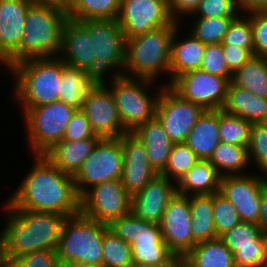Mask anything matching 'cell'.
Segmentation results:
<instances>
[{"instance_id":"30bf717a","label":"cell","mask_w":267,"mask_h":267,"mask_svg":"<svg viewBox=\"0 0 267 267\" xmlns=\"http://www.w3.org/2000/svg\"><path fill=\"white\" fill-rule=\"evenodd\" d=\"M79 22L87 29L94 44L95 79H105L104 76H107V72H111L110 69L114 72L111 76L123 75L125 38L118 21L83 20Z\"/></svg>"},{"instance_id":"836d02e7","label":"cell","mask_w":267,"mask_h":267,"mask_svg":"<svg viewBox=\"0 0 267 267\" xmlns=\"http://www.w3.org/2000/svg\"><path fill=\"white\" fill-rule=\"evenodd\" d=\"M122 0H69L67 17L76 21L117 20Z\"/></svg>"},{"instance_id":"7dc6e473","label":"cell","mask_w":267,"mask_h":267,"mask_svg":"<svg viewBox=\"0 0 267 267\" xmlns=\"http://www.w3.org/2000/svg\"><path fill=\"white\" fill-rule=\"evenodd\" d=\"M91 137L98 136L93 133L86 115L81 110H77L68 122L62 140L78 141Z\"/></svg>"},{"instance_id":"ac0fdd59","label":"cell","mask_w":267,"mask_h":267,"mask_svg":"<svg viewBox=\"0 0 267 267\" xmlns=\"http://www.w3.org/2000/svg\"><path fill=\"white\" fill-rule=\"evenodd\" d=\"M160 227L170 251L185 257L193 248L190 196L175 193L167 203Z\"/></svg>"},{"instance_id":"3957f363","label":"cell","mask_w":267,"mask_h":267,"mask_svg":"<svg viewBox=\"0 0 267 267\" xmlns=\"http://www.w3.org/2000/svg\"><path fill=\"white\" fill-rule=\"evenodd\" d=\"M67 18L66 7L32 3L26 13L20 47L4 63L5 68L25 59L59 57Z\"/></svg>"},{"instance_id":"db71d44e","label":"cell","mask_w":267,"mask_h":267,"mask_svg":"<svg viewBox=\"0 0 267 267\" xmlns=\"http://www.w3.org/2000/svg\"><path fill=\"white\" fill-rule=\"evenodd\" d=\"M178 258V256L173 255L167 262L160 264H139L132 263L129 267H171V264Z\"/></svg>"},{"instance_id":"bcb514c9","label":"cell","mask_w":267,"mask_h":267,"mask_svg":"<svg viewBox=\"0 0 267 267\" xmlns=\"http://www.w3.org/2000/svg\"><path fill=\"white\" fill-rule=\"evenodd\" d=\"M7 267H63L56 250H38L14 259Z\"/></svg>"},{"instance_id":"5bb4252c","label":"cell","mask_w":267,"mask_h":267,"mask_svg":"<svg viewBox=\"0 0 267 267\" xmlns=\"http://www.w3.org/2000/svg\"><path fill=\"white\" fill-rule=\"evenodd\" d=\"M230 81L202 69L178 76L169 87L181 98L205 110H219L224 105Z\"/></svg>"},{"instance_id":"4316f807","label":"cell","mask_w":267,"mask_h":267,"mask_svg":"<svg viewBox=\"0 0 267 267\" xmlns=\"http://www.w3.org/2000/svg\"><path fill=\"white\" fill-rule=\"evenodd\" d=\"M219 143V110H205L189 132L185 144L200 160H209Z\"/></svg>"},{"instance_id":"7a4b0ae2","label":"cell","mask_w":267,"mask_h":267,"mask_svg":"<svg viewBox=\"0 0 267 267\" xmlns=\"http://www.w3.org/2000/svg\"><path fill=\"white\" fill-rule=\"evenodd\" d=\"M3 205L6 223L0 229V267L30 252L57 249L66 216Z\"/></svg>"},{"instance_id":"e0dca14e","label":"cell","mask_w":267,"mask_h":267,"mask_svg":"<svg viewBox=\"0 0 267 267\" xmlns=\"http://www.w3.org/2000/svg\"><path fill=\"white\" fill-rule=\"evenodd\" d=\"M251 173L222 177L219 193L232 203L241 221L258 224L261 194L267 187V175Z\"/></svg>"},{"instance_id":"816d5d0a","label":"cell","mask_w":267,"mask_h":267,"mask_svg":"<svg viewBox=\"0 0 267 267\" xmlns=\"http://www.w3.org/2000/svg\"><path fill=\"white\" fill-rule=\"evenodd\" d=\"M237 6L243 13L251 11H264L267 10V0H236Z\"/></svg>"},{"instance_id":"8992f818","label":"cell","mask_w":267,"mask_h":267,"mask_svg":"<svg viewBox=\"0 0 267 267\" xmlns=\"http://www.w3.org/2000/svg\"><path fill=\"white\" fill-rule=\"evenodd\" d=\"M107 228L81 213L67 217L56 249L63 267L74 263L102 265V240Z\"/></svg>"},{"instance_id":"ab89813d","label":"cell","mask_w":267,"mask_h":267,"mask_svg":"<svg viewBox=\"0 0 267 267\" xmlns=\"http://www.w3.org/2000/svg\"><path fill=\"white\" fill-rule=\"evenodd\" d=\"M213 218L217 237H220L241 221L232 203L219 192L213 194Z\"/></svg>"},{"instance_id":"91938a15","label":"cell","mask_w":267,"mask_h":267,"mask_svg":"<svg viewBox=\"0 0 267 267\" xmlns=\"http://www.w3.org/2000/svg\"><path fill=\"white\" fill-rule=\"evenodd\" d=\"M262 123L267 127V118Z\"/></svg>"},{"instance_id":"9a60e30c","label":"cell","mask_w":267,"mask_h":267,"mask_svg":"<svg viewBox=\"0 0 267 267\" xmlns=\"http://www.w3.org/2000/svg\"><path fill=\"white\" fill-rule=\"evenodd\" d=\"M203 112L200 106L184 100L169 86H164L158 98L155 117L172 142L185 143L189 132Z\"/></svg>"},{"instance_id":"8d00e7d4","label":"cell","mask_w":267,"mask_h":267,"mask_svg":"<svg viewBox=\"0 0 267 267\" xmlns=\"http://www.w3.org/2000/svg\"><path fill=\"white\" fill-rule=\"evenodd\" d=\"M199 160V157L185 143H174L167 165L160 175L177 184Z\"/></svg>"},{"instance_id":"8fae6325","label":"cell","mask_w":267,"mask_h":267,"mask_svg":"<svg viewBox=\"0 0 267 267\" xmlns=\"http://www.w3.org/2000/svg\"><path fill=\"white\" fill-rule=\"evenodd\" d=\"M123 151L120 138H101L73 177L79 197L93 186L121 179Z\"/></svg>"},{"instance_id":"f546056e","label":"cell","mask_w":267,"mask_h":267,"mask_svg":"<svg viewBox=\"0 0 267 267\" xmlns=\"http://www.w3.org/2000/svg\"><path fill=\"white\" fill-rule=\"evenodd\" d=\"M193 247L217 238L213 218V194L190 196Z\"/></svg>"},{"instance_id":"681fc988","label":"cell","mask_w":267,"mask_h":267,"mask_svg":"<svg viewBox=\"0 0 267 267\" xmlns=\"http://www.w3.org/2000/svg\"><path fill=\"white\" fill-rule=\"evenodd\" d=\"M200 2L201 0H168L170 15L175 22L179 23L182 21L180 16L186 15L188 17V15H193Z\"/></svg>"},{"instance_id":"7c38bea8","label":"cell","mask_w":267,"mask_h":267,"mask_svg":"<svg viewBox=\"0 0 267 267\" xmlns=\"http://www.w3.org/2000/svg\"><path fill=\"white\" fill-rule=\"evenodd\" d=\"M131 212V196L120 179L97 184L80 197V213L108 225Z\"/></svg>"},{"instance_id":"7bdbcfd3","label":"cell","mask_w":267,"mask_h":267,"mask_svg":"<svg viewBox=\"0 0 267 267\" xmlns=\"http://www.w3.org/2000/svg\"><path fill=\"white\" fill-rule=\"evenodd\" d=\"M236 0H201L197 10L191 17L194 18H216L237 17L240 14Z\"/></svg>"},{"instance_id":"f35d334b","label":"cell","mask_w":267,"mask_h":267,"mask_svg":"<svg viewBox=\"0 0 267 267\" xmlns=\"http://www.w3.org/2000/svg\"><path fill=\"white\" fill-rule=\"evenodd\" d=\"M247 150L250 164L253 162L258 168L257 173L267 175V127L263 123L252 124Z\"/></svg>"},{"instance_id":"cb8c5ba5","label":"cell","mask_w":267,"mask_h":267,"mask_svg":"<svg viewBox=\"0 0 267 267\" xmlns=\"http://www.w3.org/2000/svg\"><path fill=\"white\" fill-rule=\"evenodd\" d=\"M181 28L178 25L173 33L171 41V59L169 64L170 78L163 85L169 86L178 76L192 70L200 69L207 44H203L191 33L186 38L179 39Z\"/></svg>"},{"instance_id":"d4e9b609","label":"cell","mask_w":267,"mask_h":267,"mask_svg":"<svg viewBox=\"0 0 267 267\" xmlns=\"http://www.w3.org/2000/svg\"><path fill=\"white\" fill-rule=\"evenodd\" d=\"M132 133L144 145L151 168L161 174L174 142L169 139L160 121L155 117L139 125Z\"/></svg>"},{"instance_id":"44dd1931","label":"cell","mask_w":267,"mask_h":267,"mask_svg":"<svg viewBox=\"0 0 267 267\" xmlns=\"http://www.w3.org/2000/svg\"><path fill=\"white\" fill-rule=\"evenodd\" d=\"M59 58L67 66L84 70L95 78L94 44L87 29L79 21L67 18L62 31Z\"/></svg>"},{"instance_id":"52a82bcc","label":"cell","mask_w":267,"mask_h":267,"mask_svg":"<svg viewBox=\"0 0 267 267\" xmlns=\"http://www.w3.org/2000/svg\"><path fill=\"white\" fill-rule=\"evenodd\" d=\"M110 80L108 88L114 97L123 127L128 132L155 118L158 98L165 85H160L157 92L151 95L148 89L154 88L155 81L124 75L112 76Z\"/></svg>"},{"instance_id":"60d3db41","label":"cell","mask_w":267,"mask_h":267,"mask_svg":"<svg viewBox=\"0 0 267 267\" xmlns=\"http://www.w3.org/2000/svg\"><path fill=\"white\" fill-rule=\"evenodd\" d=\"M243 14V16L238 15L232 20L221 44H230L241 48H254L250 18L245 13Z\"/></svg>"},{"instance_id":"ba28073f","label":"cell","mask_w":267,"mask_h":267,"mask_svg":"<svg viewBox=\"0 0 267 267\" xmlns=\"http://www.w3.org/2000/svg\"><path fill=\"white\" fill-rule=\"evenodd\" d=\"M107 227L131 245L133 263L160 264L174 255L163 241L160 224L144 221L132 212L112 220Z\"/></svg>"},{"instance_id":"c3c4849f","label":"cell","mask_w":267,"mask_h":267,"mask_svg":"<svg viewBox=\"0 0 267 267\" xmlns=\"http://www.w3.org/2000/svg\"><path fill=\"white\" fill-rule=\"evenodd\" d=\"M221 46L228 69L232 73L244 66L254 55V48H241L230 44Z\"/></svg>"},{"instance_id":"ee69618b","label":"cell","mask_w":267,"mask_h":267,"mask_svg":"<svg viewBox=\"0 0 267 267\" xmlns=\"http://www.w3.org/2000/svg\"><path fill=\"white\" fill-rule=\"evenodd\" d=\"M200 69L211 75L226 78L231 82L233 73L228 69L221 43L207 44Z\"/></svg>"},{"instance_id":"9f6ffc18","label":"cell","mask_w":267,"mask_h":267,"mask_svg":"<svg viewBox=\"0 0 267 267\" xmlns=\"http://www.w3.org/2000/svg\"><path fill=\"white\" fill-rule=\"evenodd\" d=\"M171 267H193L185 257H178L172 264Z\"/></svg>"},{"instance_id":"7402d4cb","label":"cell","mask_w":267,"mask_h":267,"mask_svg":"<svg viewBox=\"0 0 267 267\" xmlns=\"http://www.w3.org/2000/svg\"><path fill=\"white\" fill-rule=\"evenodd\" d=\"M176 192L175 182L157 174L139 193L131 197V212L144 221L160 224L167 203Z\"/></svg>"},{"instance_id":"f5cc1de1","label":"cell","mask_w":267,"mask_h":267,"mask_svg":"<svg viewBox=\"0 0 267 267\" xmlns=\"http://www.w3.org/2000/svg\"><path fill=\"white\" fill-rule=\"evenodd\" d=\"M258 225L260 226L262 232H267V187L261 194L260 216Z\"/></svg>"},{"instance_id":"e575fe53","label":"cell","mask_w":267,"mask_h":267,"mask_svg":"<svg viewBox=\"0 0 267 267\" xmlns=\"http://www.w3.org/2000/svg\"><path fill=\"white\" fill-rule=\"evenodd\" d=\"M252 123L219 109L220 142L247 147Z\"/></svg>"},{"instance_id":"4dcf8cb0","label":"cell","mask_w":267,"mask_h":267,"mask_svg":"<svg viewBox=\"0 0 267 267\" xmlns=\"http://www.w3.org/2000/svg\"><path fill=\"white\" fill-rule=\"evenodd\" d=\"M96 79L81 69L65 66L59 88V101L81 110L88 89Z\"/></svg>"},{"instance_id":"f907efd6","label":"cell","mask_w":267,"mask_h":267,"mask_svg":"<svg viewBox=\"0 0 267 267\" xmlns=\"http://www.w3.org/2000/svg\"><path fill=\"white\" fill-rule=\"evenodd\" d=\"M267 118V99L252 94L250 104V123H262Z\"/></svg>"},{"instance_id":"ffe728a7","label":"cell","mask_w":267,"mask_h":267,"mask_svg":"<svg viewBox=\"0 0 267 267\" xmlns=\"http://www.w3.org/2000/svg\"><path fill=\"white\" fill-rule=\"evenodd\" d=\"M123 151L121 183L133 197L139 193L157 173L151 168L144 145L132 133L120 137Z\"/></svg>"},{"instance_id":"d6986e66","label":"cell","mask_w":267,"mask_h":267,"mask_svg":"<svg viewBox=\"0 0 267 267\" xmlns=\"http://www.w3.org/2000/svg\"><path fill=\"white\" fill-rule=\"evenodd\" d=\"M219 238L233 253L236 267H265L262 230L258 224L240 221Z\"/></svg>"},{"instance_id":"d6a6232c","label":"cell","mask_w":267,"mask_h":267,"mask_svg":"<svg viewBox=\"0 0 267 267\" xmlns=\"http://www.w3.org/2000/svg\"><path fill=\"white\" fill-rule=\"evenodd\" d=\"M231 83L263 99H267L266 58L253 55L232 74Z\"/></svg>"},{"instance_id":"1f68e13d","label":"cell","mask_w":267,"mask_h":267,"mask_svg":"<svg viewBox=\"0 0 267 267\" xmlns=\"http://www.w3.org/2000/svg\"><path fill=\"white\" fill-rule=\"evenodd\" d=\"M224 176L246 175L251 167L247 147L220 142L208 160Z\"/></svg>"},{"instance_id":"4fadbf2b","label":"cell","mask_w":267,"mask_h":267,"mask_svg":"<svg viewBox=\"0 0 267 267\" xmlns=\"http://www.w3.org/2000/svg\"><path fill=\"white\" fill-rule=\"evenodd\" d=\"M105 81L96 80L88 89L81 111L96 136L103 139L120 138L128 131L123 127L114 97Z\"/></svg>"},{"instance_id":"74e56055","label":"cell","mask_w":267,"mask_h":267,"mask_svg":"<svg viewBox=\"0 0 267 267\" xmlns=\"http://www.w3.org/2000/svg\"><path fill=\"white\" fill-rule=\"evenodd\" d=\"M236 17L194 18L190 27L191 33L203 44H218L222 42L228 27Z\"/></svg>"},{"instance_id":"6da1fadb","label":"cell","mask_w":267,"mask_h":267,"mask_svg":"<svg viewBox=\"0 0 267 267\" xmlns=\"http://www.w3.org/2000/svg\"><path fill=\"white\" fill-rule=\"evenodd\" d=\"M32 168L5 202L10 208L71 217L80 213L74 178L62 173L45 155H34Z\"/></svg>"},{"instance_id":"277c9868","label":"cell","mask_w":267,"mask_h":267,"mask_svg":"<svg viewBox=\"0 0 267 267\" xmlns=\"http://www.w3.org/2000/svg\"><path fill=\"white\" fill-rule=\"evenodd\" d=\"M66 64L59 57L30 58L12 65L14 100L21 108H32L59 101V88Z\"/></svg>"},{"instance_id":"2e32d148","label":"cell","mask_w":267,"mask_h":267,"mask_svg":"<svg viewBox=\"0 0 267 267\" xmlns=\"http://www.w3.org/2000/svg\"><path fill=\"white\" fill-rule=\"evenodd\" d=\"M124 38L130 39L174 22L168 0H122L117 18Z\"/></svg>"},{"instance_id":"b9f144b4","label":"cell","mask_w":267,"mask_h":267,"mask_svg":"<svg viewBox=\"0 0 267 267\" xmlns=\"http://www.w3.org/2000/svg\"><path fill=\"white\" fill-rule=\"evenodd\" d=\"M252 93L229 83L222 110L237 115L250 122V104Z\"/></svg>"},{"instance_id":"9c48e42d","label":"cell","mask_w":267,"mask_h":267,"mask_svg":"<svg viewBox=\"0 0 267 267\" xmlns=\"http://www.w3.org/2000/svg\"><path fill=\"white\" fill-rule=\"evenodd\" d=\"M21 110L28 146L34 155H44L62 141L66 126L77 111L62 101Z\"/></svg>"},{"instance_id":"484cf974","label":"cell","mask_w":267,"mask_h":267,"mask_svg":"<svg viewBox=\"0 0 267 267\" xmlns=\"http://www.w3.org/2000/svg\"><path fill=\"white\" fill-rule=\"evenodd\" d=\"M100 139V137H91L78 141L62 140L44 155L62 173L74 177Z\"/></svg>"},{"instance_id":"f6af8a7d","label":"cell","mask_w":267,"mask_h":267,"mask_svg":"<svg viewBox=\"0 0 267 267\" xmlns=\"http://www.w3.org/2000/svg\"><path fill=\"white\" fill-rule=\"evenodd\" d=\"M250 18L254 55L267 57V10L245 13Z\"/></svg>"},{"instance_id":"680465c9","label":"cell","mask_w":267,"mask_h":267,"mask_svg":"<svg viewBox=\"0 0 267 267\" xmlns=\"http://www.w3.org/2000/svg\"><path fill=\"white\" fill-rule=\"evenodd\" d=\"M64 267H104L103 265H93V264H84V263H74L69 264Z\"/></svg>"},{"instance_id":"6f0895ef","label":"cell","mask_w":267,"mask_h":267,"mask_svg":"<svg viewBox=\"0 0 267 267\" xmlns=\"http://www.w3.org/2000/svg\"><path fill=\"white\" fill-rule=\"evenodd\" d=\"M262 247L265 260V267H267V232H262Z\"/></svg>"},{"instance_id":"5b68a950","label":"cell","mask_w":267,"mask_h":267,"mask_svg":"<svg viewBox=\"0 0 267 267\" xmlns=\"http://www.w3.org/2000/svg\"><path fill=\"white\" fill-rule=\"evenodd\" d=\"M169 26L153 29L145 34L125 39V67L123 75L155 81L160 73H170L171 41L176 27Z\"/></svg>"},{"instance_id":"11a10c76","label":"cell","mask_w":267,"mask_h":267,"mask_svg":"<svg viewBox=\"0 0 267 267\" xmlns=\"http://www.w3.org/2000/svg\"><path fill=\"white\" fill-rule=\"evenodd\" d=\"M32 3L54 4L60 7H66L69 0H30Z\"/></svg>"},{"instance_id":"d590c367","label":"cell","mask_w":267,"mask_h":267,"mask_svg":"<svg viewBox=\"0 0 267 267\" xmlns=\"http://www.w3.org/2000/svg\"><path fill=\"white\" fill-rule=\"evenodd\" d=\"M132 263L131 245L107 228L102 240V265L104 267H129Z\"/></svg>"},{"instance_id":"f1b7e54d","label":"cell","mask_w":267,"mask_h":267,"mask_svg":"<svg viewBox=\"0 0 267 267\" xmlns=\"http://www.w3.org/2000/svg\"><path fill=\"white\" fill-rule=\"evenodd\" d=\"M185 258L193 267H236L233 253L219 237L197 243Z\"/></svg>"},{"instance_id":"603a6c76","label":"cell","mask_w":267,"mask_h":267,"mask_svg":"<svg viewBox=\"0 0 267 267\" xmlns=\"http://www.w3.org/2000/svg\"><path fill=\"white\" fill-rule=\"evenodd\" d=\"M30 0H0V60L5 63L20 47Z\"/></svg>"},{"instance_id":"83f0119b","label":"cell","mask_w":267,"mask_h":267,"mask_svg":"<svg viewBox=\"0 0 267 267\" xmlns=\"http://www.w3.org/2000/svg\"><path fill=\"white\" fill-rule=\"evenodd\" d=\"M221 178L208 160H199L176 184L177 193L187 196L218 193Z\"/></svg>"}]
</instances>
